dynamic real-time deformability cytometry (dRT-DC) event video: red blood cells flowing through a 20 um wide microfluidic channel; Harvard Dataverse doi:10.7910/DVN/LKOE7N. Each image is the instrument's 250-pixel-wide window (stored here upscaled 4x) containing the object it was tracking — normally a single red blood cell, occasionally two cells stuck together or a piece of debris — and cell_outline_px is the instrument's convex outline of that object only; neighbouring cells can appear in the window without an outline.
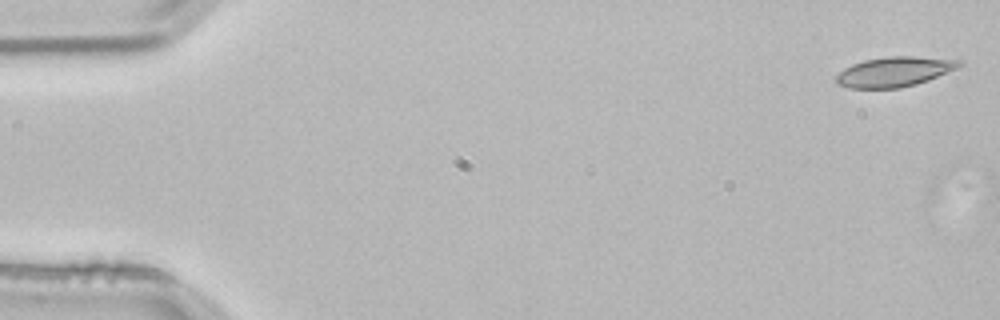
{"species": "common noctule bat (a hibernating species)", "species_latin": "Nyctalus noctula", "temperature_condition": "room temperature", "stored_images_in_passage": 7, "camera_frame_rate_fps": 3000, "um_per_image_px": 0.085, "animal": {"sex": "male", "body_mass_g": 21.5, "forearm_length_mm": 52.0}, "frame": {"image": 1, "passage_image": 1, "time_ms": 0.0, "image_size_px": [1000, 320], "cell_outline_px": [[964, 64], [956, 68], [928, 80], [916, 84], [900, 88], [848, 88], [836, 84], [832, 80], [844, 68], [852, 64], [864, 60], [888, 56], [912, 56], [960, 60]], "centroid_in_image_um": [75.96, 6.1], "position_along_channel_um": 9.0, "area_um2": 21.44}}